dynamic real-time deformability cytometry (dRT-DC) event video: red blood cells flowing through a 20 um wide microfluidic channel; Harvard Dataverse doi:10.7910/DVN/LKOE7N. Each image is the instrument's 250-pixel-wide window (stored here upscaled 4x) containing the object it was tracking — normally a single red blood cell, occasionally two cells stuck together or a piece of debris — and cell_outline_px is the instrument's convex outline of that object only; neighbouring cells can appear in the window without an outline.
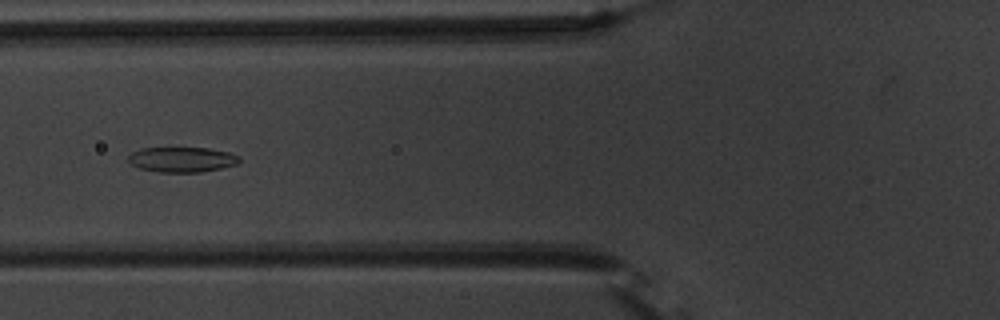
{"species": "common noctule bat (a hibernating species)", "species_latin": "Nyctalus noctula", "temperature_condition": "warm", "stored_images_in_passage": 16, "camera_frame_rate_fps": 3000, "um_per_image_px": 0.085, "animal": {"sex": "male", "body_mass_g": 20.1, "forearm_length_mm": 53.5}, "frame": {"image": 1, "passage_image": 7, "time_ms": 2.0, "image_size_px": [1000, 320], "cell_outline_px": [[240, 164], [200, 172], [160, 172], [140, 168], [132, 164], [128, 160], [128, 156], [132, 152], [140, 148], [208, 148], [228, 152], [240, 156]], "centroid_in_image_um": [15.49, 13.56], "position_along_channel_um": 110.3, "area_um2": 16.24}}
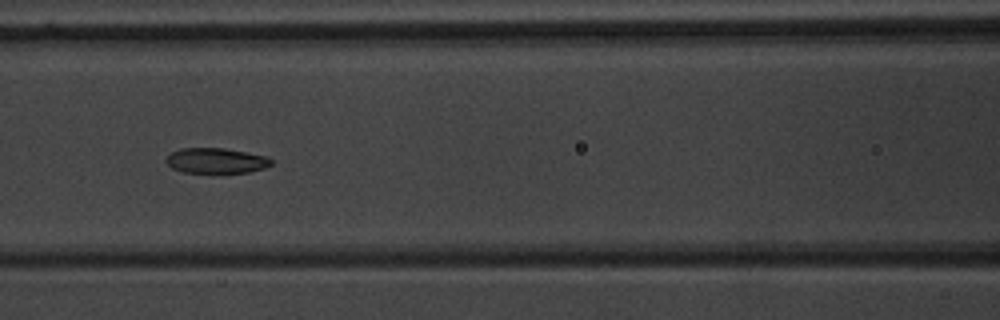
{"frame": {"image": 2, "passage_image": 10, "time_ms": 3.0, "image_size_px": [1000, 320], "cell_outline_px": [[272, 164], [264, 168], [248, 172], [216, 176], [212, 176], [180, 172], [172, 168], [164, 160], [172, 152], [180, 148], [224, 148], [248, 152], [268, 156], [272, 160]], "centroid_in_image_um": [18.36, 13.71], "position_along_channel_um": 148.2, "area_um2": 16.53}}